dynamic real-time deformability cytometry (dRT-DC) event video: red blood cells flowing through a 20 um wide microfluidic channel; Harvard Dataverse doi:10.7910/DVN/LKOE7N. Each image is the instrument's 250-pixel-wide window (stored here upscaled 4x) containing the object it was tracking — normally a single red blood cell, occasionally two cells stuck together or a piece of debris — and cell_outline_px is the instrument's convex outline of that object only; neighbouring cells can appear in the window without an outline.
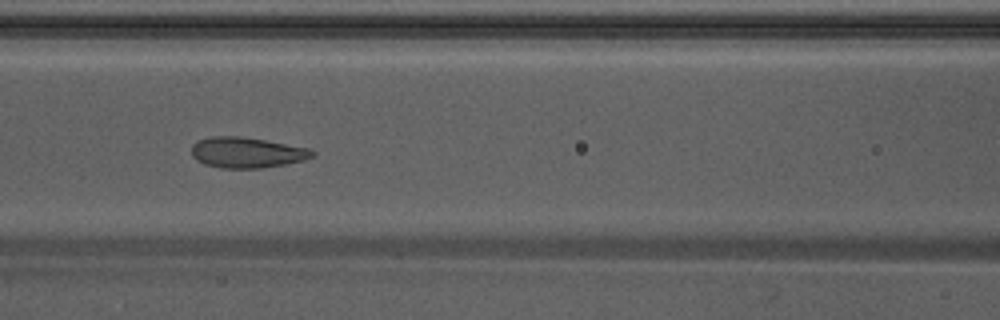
{"species": "Egyptian fruit bat (a non-hibernating species)", "species_latin": "Rousettus aegyptiacus", "temperature_condition": "warm", "stored_images_in_passage": 53, "camera_frame_rate_fps": 3000, "um_per_image_px": 0.085, "animal": {"sex": "male"}, "frame": {"image": 1, "passage_image": 22, "time_ms": 7.0, "image_size_px": [1000, 320], "cell_outline_px": [[316, 156], [304, 160], [288, 164], [260, 168], [220, 168], [204, 164], [196, 160], [192, 156], [192, 144], [196, 140], [212, 136], [240, 136], [264, 140], [308, 148], [316, 152]], "centroid_in_image_um": [20.97, 12.97], "position_along_channel_um": 145.6, "area_um2": 21.73}}
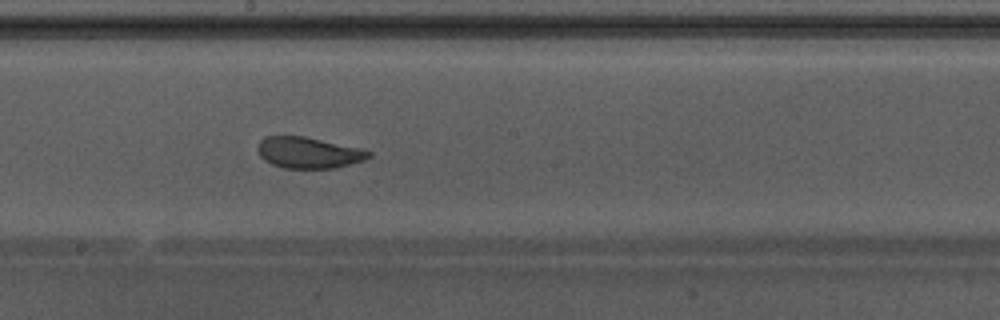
{"frame": {"image": 2, "passage_image": 28, "time_ms": 9.0, "image_size_px": [1000, 320], "cell_outline_px": [[372, 156], [364, 160], [336, 168], [284, 168], [272, 164], [264, 160], [260, 156], [256, 148], [260, 140], [264, 136], [304, 136], [360, 148], [372, 152]], "centroid_in_image_um": [26.21, 12.97], "position_along_channel_um": 222.0, "area_um2": 20.23}}
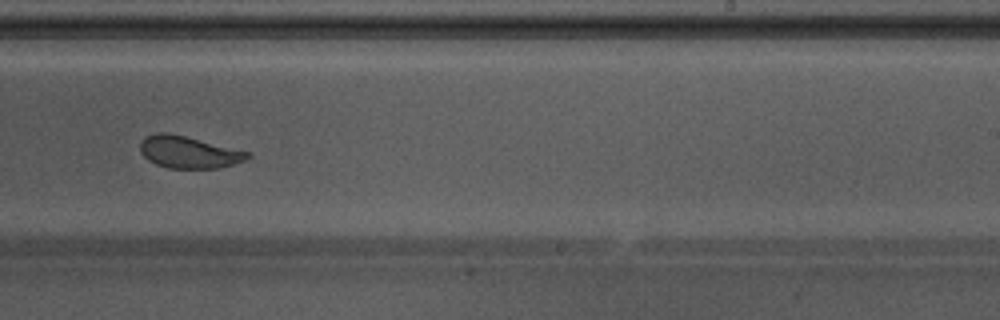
{"frame": {"image": 3, "passage_image": 32, "time_ms": 10.333, "image_size_px": [1000, 320], "cell_outline_px": [[252, 156], [244, 160], [220, 168], [168, 168], [156, 164], [148, 160], [140, 152], [140, 140], [144, 136], [156, 132], [168, 132], [248, 152]], "centroid_in_image_um": [15.96, 12.93], "position_along_channel_um": 273.0, "area_um2": 19.88}, "authors_computed_cell_mechanics": {"area_um2": 22.253, "velocity_mm_per_s": 3.8315, "shape_relaxation_time_tau1_ms": 3.9902, "shape_relaxation_time_tau2_ms": 0.8018, "deformation_change_tau1": 0.1201, "deformation_change_tau2": 0.0585}}